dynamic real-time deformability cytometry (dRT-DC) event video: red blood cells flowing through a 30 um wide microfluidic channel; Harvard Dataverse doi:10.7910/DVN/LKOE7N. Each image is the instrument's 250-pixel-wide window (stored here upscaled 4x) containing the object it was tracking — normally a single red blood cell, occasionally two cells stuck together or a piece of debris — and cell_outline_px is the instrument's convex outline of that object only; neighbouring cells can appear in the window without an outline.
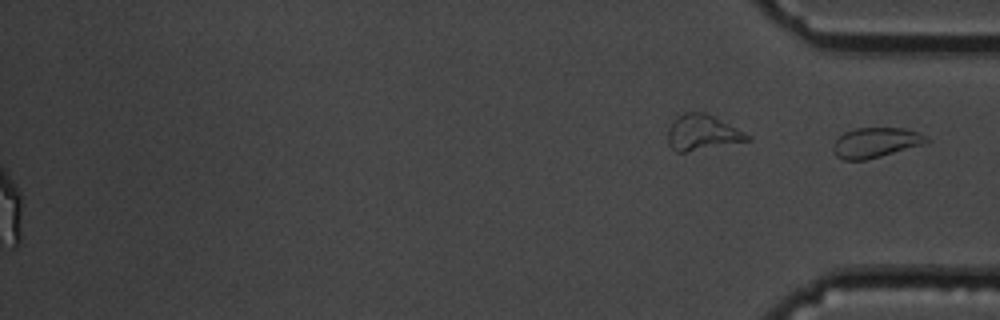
{"species": "common noctule bat (a hibernating species)", "species_latin": "Nyctalus noctula", "temperature_condition": "cold", "stored_images_in_passage": 56, "segment_of_instrument_passage": [2, 2], "camera_frame_rate_fps": 3000, "um_per_image_px": 0.085, "animal": {"sex": "male", "body_mass_g": 19.5, "forearm_length_mm": 54.6}, "frame": {"image": 1, "passage_image": 56, "time_ms": 18.333, "image_size_px": [1000, 320], "cell_outline_px": [[928, 144], [864, 160], [844, 160], [836, 156], [832, 152], [832, 148], [836, 140], [844, 132], [856, 128], [904, 128], [916, 132], [924, 136], [928, 140]], "centroid_in_image_um": [74.42, 12.13], "position_along_channel_um": 360.8, "area_um2": 16.3}}